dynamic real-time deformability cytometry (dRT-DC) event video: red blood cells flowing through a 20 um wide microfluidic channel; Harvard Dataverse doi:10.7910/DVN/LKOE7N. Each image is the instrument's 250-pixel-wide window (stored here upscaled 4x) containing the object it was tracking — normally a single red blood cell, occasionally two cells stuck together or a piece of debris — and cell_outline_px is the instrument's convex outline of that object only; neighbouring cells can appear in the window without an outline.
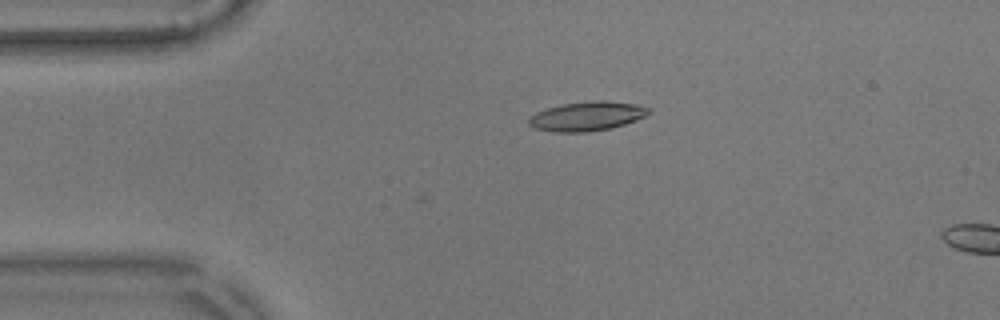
{"species": "common noctule bat (a hibernating species)", "species_latin": "Nyctalus noctula", "temperature_condition": "warm", "stored_images_in_passage": 6, "camera_frame_rate_fps": 3000, "um_per_image_px": 0.085, "animal": {"sex": "male", "body_mass_g": 17.9}, "frame": {"image": 1, "passage_image": 2, "time_ms": 0.333, "image_size_px": [1000, 320], "cell_outline_px": [[652, 112], [636, 120], [612, 128], [588, 132], [552, 132], [532, 128], [528, 124], [528, 116], [536, 112], [548, 108], [564, 104], [600, 100], [604, 100], [636, 104], [648, 108]], "centroid_in_image_um": [49.85, 9.89], "position_along_channel_um": 35.1, "area_um2": 20.46}}